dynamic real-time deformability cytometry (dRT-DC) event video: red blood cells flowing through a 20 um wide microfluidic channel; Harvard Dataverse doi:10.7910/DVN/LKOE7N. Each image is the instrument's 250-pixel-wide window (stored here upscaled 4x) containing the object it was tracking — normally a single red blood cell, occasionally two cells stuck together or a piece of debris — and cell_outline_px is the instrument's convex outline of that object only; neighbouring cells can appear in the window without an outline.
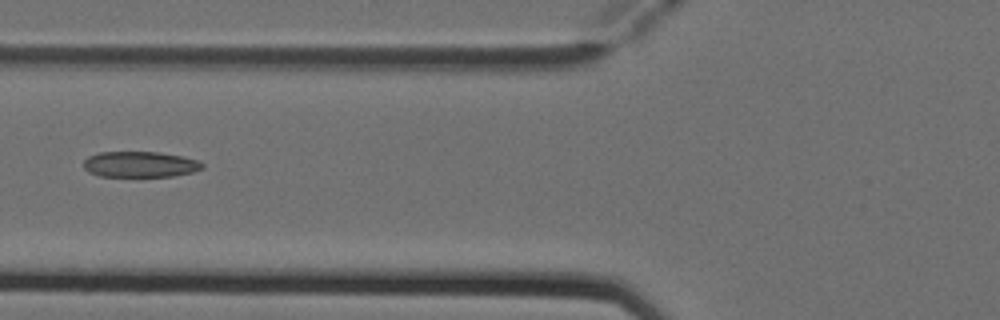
{"species": "Egyptian fruit bat (a non-hibernating species)", "species_latin": "Rousettus aegyptiacus", "temperature_condition": "cold", "stored_images_in_passage": 3, "camera_frame_rate_fps": 3000, "um_per_image_px": 0.085, "animal": {"sex": "female"}, "frame": {"image": 1, "passage_image": 3, "time_ms": 0.667, "image_size_px": [1000, 320], "cell_outline_px": [[204, 168], [192, 172], [172, 176], [100, 176], [88, 172], [84, 168], [84, 160], [88, 156], [100, 152], [160, 152], [184, 156], [200, 160], [204, 164]], "centroid_in_image_um": [11.94, 13.96], "position_along_channel_um": 113.9, "area_um2": 17.98}}